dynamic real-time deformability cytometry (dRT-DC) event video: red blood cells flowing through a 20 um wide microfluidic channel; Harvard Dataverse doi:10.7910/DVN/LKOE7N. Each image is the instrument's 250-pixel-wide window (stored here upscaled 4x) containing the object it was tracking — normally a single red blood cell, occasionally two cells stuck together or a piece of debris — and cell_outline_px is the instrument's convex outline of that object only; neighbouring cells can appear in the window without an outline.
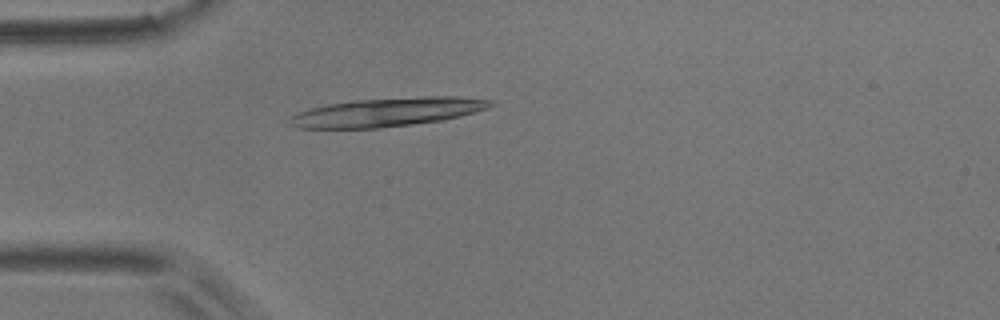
{"species": "common noctule bat (a hibernating species)", "species_latin": "Nyctalus noctula", "temperature_condition": "room temperature", "stored_images_in_passage": 5, "camera_frame_rate_fps": 3000, "um_per_image_px": 0.085, "animal": {"sex": "male", "body_mass_g": 17.9}, "frame": {"image": 1, "passage_image": 5, "time_ms": 4.667, "image_size_px": [1000, 320], "cell_outline_px": [[496, 104], [488, 108], [460, 116], [444, 120], [380, 128], [300, 128], [288, 124], [292, 116], [296, 112], [328, 104], [356, 100], [424, 96], [456, 96], [496, 100]], "centroid_in_image_um": [32.98, 9.52], "position_along_channel_um": 52.0, "area_um2": 33.64}}